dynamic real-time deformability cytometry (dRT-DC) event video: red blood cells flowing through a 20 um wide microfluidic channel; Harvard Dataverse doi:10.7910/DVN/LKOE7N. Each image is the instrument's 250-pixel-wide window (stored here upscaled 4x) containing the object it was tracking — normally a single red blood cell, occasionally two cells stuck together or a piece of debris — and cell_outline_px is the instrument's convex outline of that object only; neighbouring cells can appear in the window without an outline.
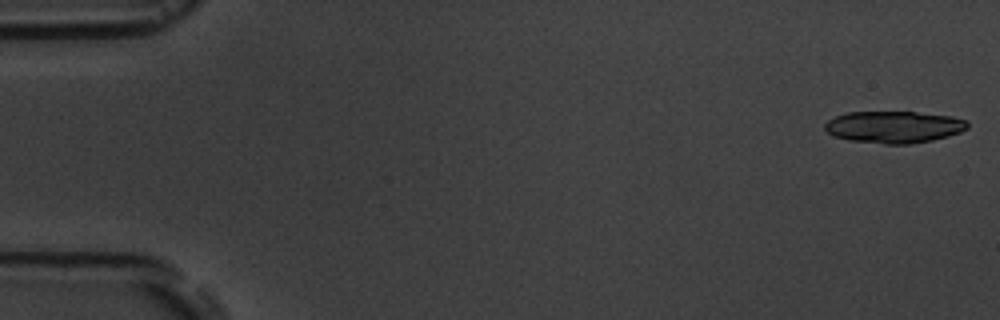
{"species": "common noctule bat (a hibernating species)", "species_latin": "Nyctalus noctula", "temperature_condition": "room temperature", "stored_images_in_passage": 4, "camera_frame_rate_fps": 3000, "um_per_image_px": 0.085, "animal": {"sex": "male", "body_mass_g": 19.5, "forearm_length_mm": 54.6}, "frame": {"image": 1, "passage_image": 1, "time_ms": 0.0, "image_size_px": [1000, 320], "cell_outline_px": [[968, 128], [960, 132], [948, 136], [932, 140], [912, 144], [884, 144], [848, 140], [832, 136], [824, 128], [824, 124], [828, 120], [836, 116], [848, 112], [916, 112], [952, 116], [968, 120]], "centroid_in_image_um": [75.98, 10.8], "position_along_channel_um": 9.0, "area_um2": 26.7}}